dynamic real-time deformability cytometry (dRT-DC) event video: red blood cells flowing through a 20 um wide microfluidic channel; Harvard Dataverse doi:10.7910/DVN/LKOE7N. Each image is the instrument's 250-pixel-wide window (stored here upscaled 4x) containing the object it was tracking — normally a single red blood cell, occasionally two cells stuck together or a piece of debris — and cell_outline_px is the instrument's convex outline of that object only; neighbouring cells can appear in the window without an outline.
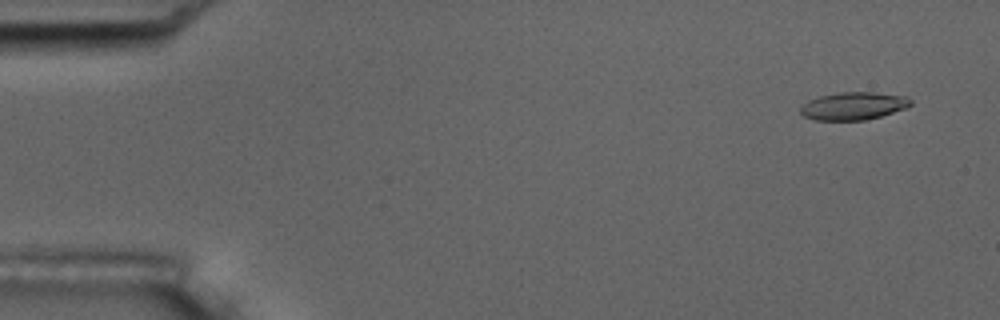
{"species": "common noctule bat (a hibernating species)", "species_latin": "Nyctalus noctula", "temperature_condition": "room temperature", "stored_images_in_passage": 5, "camera_frame_rate_fps": 3000, "um_per_image_px": 0.085, "animal": {"sex": "male", "body_mass_g": 17.5, "forearm_length_mm": 52.3}, "frame": {"image": 1, "passage_image": 2, "time_ms": 1.0, "image_size_px": [1000, 320], "cell_outline_px": [[912, 104], [908, 108], [880, 116], [864, 120], [812, 120], [804, 116], [800, 112], [800, 108], [808, 100], [820, 96], [840, 92], [872, 92], [908, 96], [912, 100]], "centroid_in_image_um": [72.57, 9.0], "position_along_channel_um": 12.4, "area_um2": 17.92}}
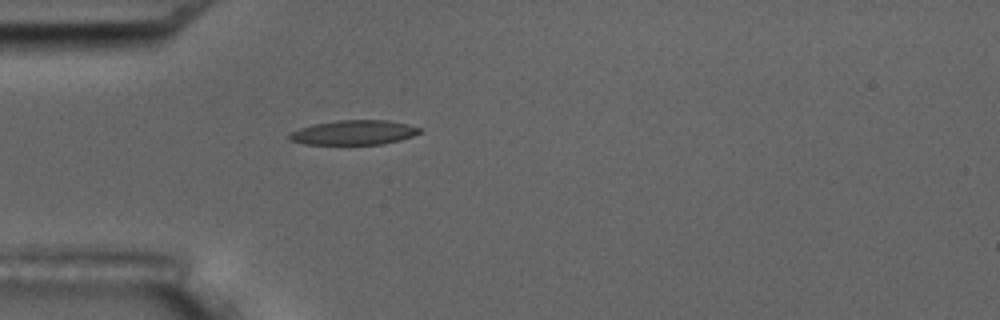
{"frame": {"image": 2, "passage_image": 5, "time_ms": 5.333, "image_size_px": [1000, 320], "cell_outline_px": [[420, 132], [412, 136], [400, 140], [380, 144], [304, 144], [288, 140], [288, 132], [312, 124], [336, 120], [388, 120], [408, 124], [420, 128]], "centroid_in_image_um": [30.02, 11.26], "position_along_channel_um": 55.0, "area_um2": 18.73}}